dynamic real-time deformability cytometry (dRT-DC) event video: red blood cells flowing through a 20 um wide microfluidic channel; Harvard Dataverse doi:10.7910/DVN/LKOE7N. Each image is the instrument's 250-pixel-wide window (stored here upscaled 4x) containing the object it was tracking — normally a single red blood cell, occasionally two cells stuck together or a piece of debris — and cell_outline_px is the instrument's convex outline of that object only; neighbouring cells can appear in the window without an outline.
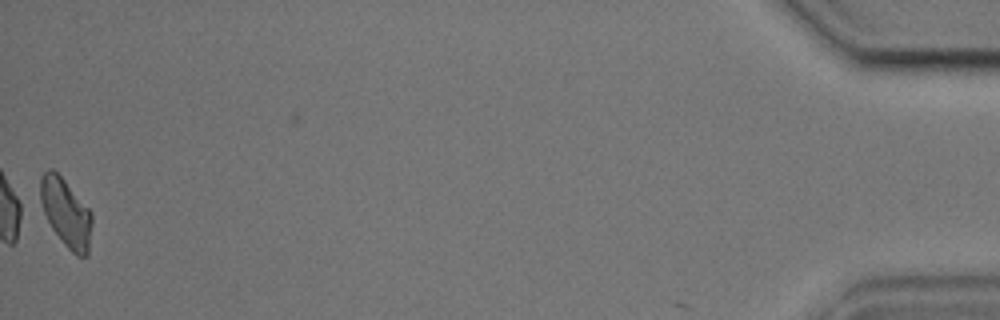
{"species": "common noctule bat (a hibernating species)", "species_latin": "Nyctalus noctula", "temperature_condition": "cold", "stored_images_in_passage": 55, "camera_frame_rate_fps": 3000, "um_per_image_px": 0.085, "animal": {"sex": "male", "body_mass_g": 17.9, "forearm_length_mm": 54.2}, "frame": {"image": 1, "passage_image": 54, "time_ms": 17.667, "image_size_px": [1000, 320], "cell_outline_px": [[92, 224], [88, 256], [76, 256], [64, 244], [52, 228], [44, 212], [40, 200], [40, 176], [48, 168], [52, 168], [64, 180], [92, 212]], "centroid_in_image_um": [5.61, 18.09], "position_along_channel_um": 429.6, "area_um2": 20.4}, "authors_computed_cell_mechanics": {"area_um2": 21.5016, "velocity_mm_per_s": 3.6387, "shape_relaxation_time_tau1_ms": 6.854, "shape_relaxation_time_tau2_ms": 4.7387, "deformation_change_tau1": 0.1311, "deformation_change_tau2": 0.0968}}